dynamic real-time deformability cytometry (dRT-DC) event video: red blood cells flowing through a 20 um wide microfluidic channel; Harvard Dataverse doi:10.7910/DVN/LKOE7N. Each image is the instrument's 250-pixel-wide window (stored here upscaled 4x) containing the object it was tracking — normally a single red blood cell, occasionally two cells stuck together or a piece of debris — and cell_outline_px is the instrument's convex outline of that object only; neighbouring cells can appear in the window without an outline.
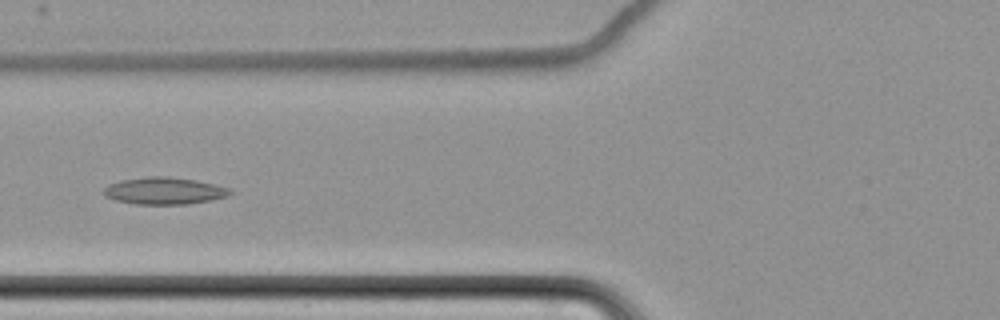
{"species": "common noctule bat (a hibernating species)", "species_latin": "Nyctalus noctula", "temperature_condition": "cold", "stored_images_in_passage": 11, "camera_frame_rate_fps": 3000, "um_per_image_px": 0.085, "animal": {"sex": "female", "body_mass_g": 22.7, "forearm_length_mm": 54.2}, "frame": {"image": 1, "passage_image": 8, "time_ms": 9.333, "image_size_px": [1000, 320], "cell_outline_px": [[232, 192], [228, 196], [188, 204], [136, 204], [116, 200], [104, 196], [104, 188], [108, 184], [120, 180], [148, 176], [168, 176], [196, 180], [228, 188]], "centroid_in_image_um": [13.91, 16.21], "position_along_channel_um": 111.9, "area_um2": 19.77}}
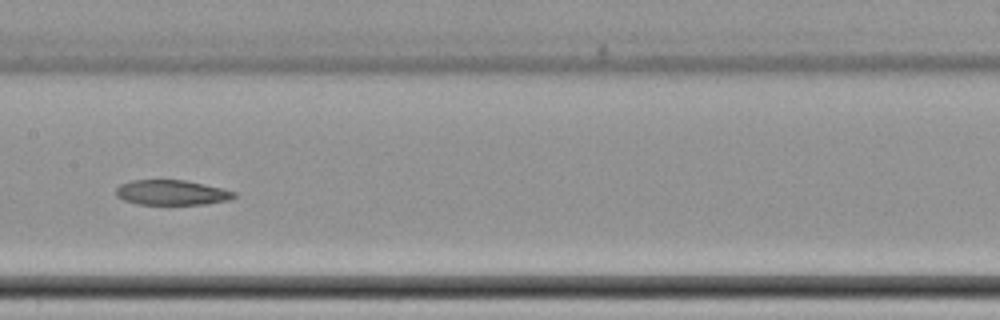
{"frame": {"image": 2, "passage_image": 10, "time_ms": 11.667, "image_size_px": [1000, 320], "cell_outline_px": [[236, 196], [228, 200], [204, 204], [136, 204], [124, 200], [116, 196], [116, 188], [120, 184], [132, 180], [184, 180], [204, 184], [236, 192]], "centroid_in_image_um": [14.56, 16.36], "position_along_channel_um": 192.8, "area_um2": 17.11}}
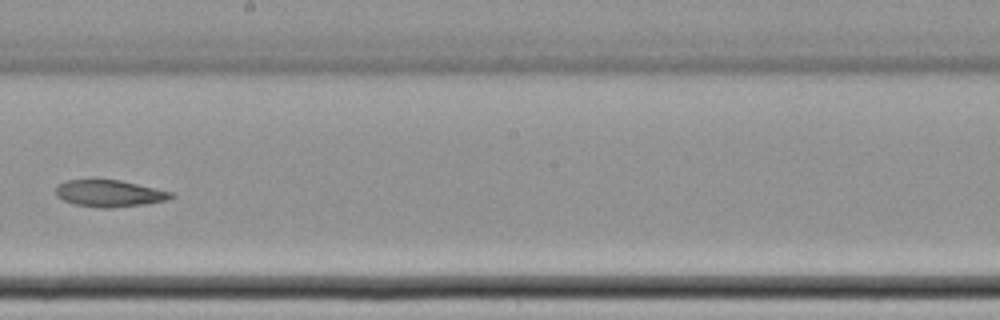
{"frame": {"image": 3, "passage_image": 11, "time_ms": 13.0, "image_size_px": [1000, 320], "cell_outline_px": [[172, 196], [168, 200], [144, 204], [112, 208], [100, 208], [76, 204], [64, 200], [56, 196], [56, 188], [60, 184], [68, 180], [92, 176], [120, 180], [172, 192]], "centroid_in_image_um": [9.24, 16.39], "position_along_channel_um": 239.0, "area_um2": 18.44}}